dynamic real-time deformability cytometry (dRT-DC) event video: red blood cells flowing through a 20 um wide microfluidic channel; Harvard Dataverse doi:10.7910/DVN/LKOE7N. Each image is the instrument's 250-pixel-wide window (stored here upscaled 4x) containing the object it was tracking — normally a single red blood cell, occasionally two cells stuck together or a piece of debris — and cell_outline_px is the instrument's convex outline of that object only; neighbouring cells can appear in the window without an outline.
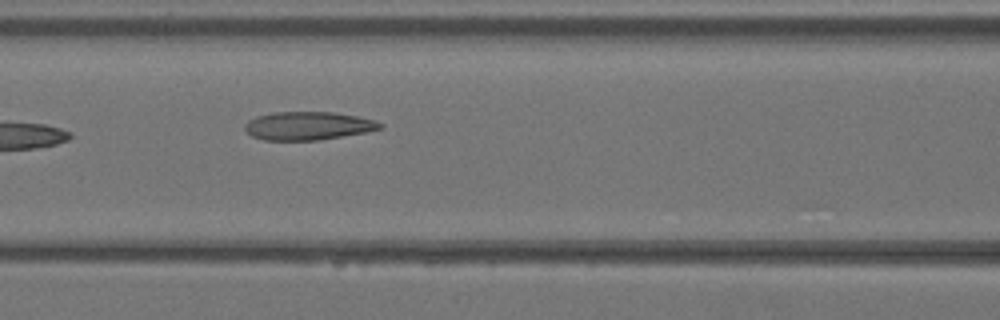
{"species": "Egyptian fruit bat (a non-hibernating species)", "species_latin": "Rousettus aegyptiacus", "temperature_condition": "warm", "stored_images_in_passage": 6, "camera_frame_rate_fps": 3000, "um_per_image_px": 0.085, "animal": {"sex": "female"}, "frame": {"image": 1, "passage_image": 6, "time_ms": 1.667, "image_size_px": [1000, 320], "cell_outline_px": [[384, 128], [368, 132], [320, 140], [264, 140], [252, 136], [244, 128], [244, 124], [248, 120], [256, 116], [272, 112], [332, 112], [356, 116], [376, 120], [384, 124]], "centroid_in_image_um": [26.21, 10.69], "position_along_channel_um": 140.4, "area_um2": 22.48}}